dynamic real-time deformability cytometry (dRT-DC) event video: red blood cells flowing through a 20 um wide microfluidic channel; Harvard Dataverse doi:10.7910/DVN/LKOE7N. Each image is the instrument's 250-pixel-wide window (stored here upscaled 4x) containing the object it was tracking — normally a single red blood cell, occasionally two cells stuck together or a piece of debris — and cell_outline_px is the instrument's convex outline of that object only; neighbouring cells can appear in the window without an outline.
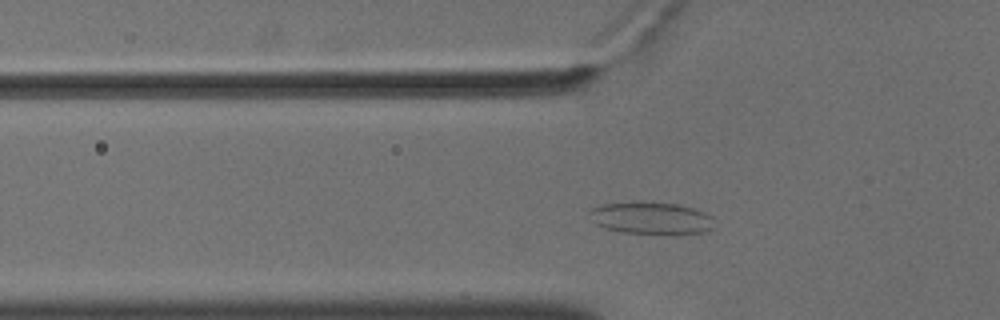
{"species": "common noctule bat (a hibernating species)", "species_latin": "Nyctalus noctula", "temperature_condition": "cold", "stored_images_in_passage": 50, "camera_frame_rate_fps": 3000, "um_per_image_px": 0.085, "animal": {"sex": "male", "body_mass_g": 18.8}, "frame": {"image": 1, "passage_image": 12, "time_ms": 3.667, "image_size_px": [1000, 320], "cell_outline_px": [[712, 228], [704, 232], [672, 236], [668, 236], [624, 232], [604, 228], [596, 224], [592, 220], [588, 212], [592, 208], [604, 204], [640, 200], [680, 204], [704, 212], [712, 216]], "centroid_in_image_um": [55.36, 18.55], "position_along_channel_um": 70.4, "area_um2": 24.28}}
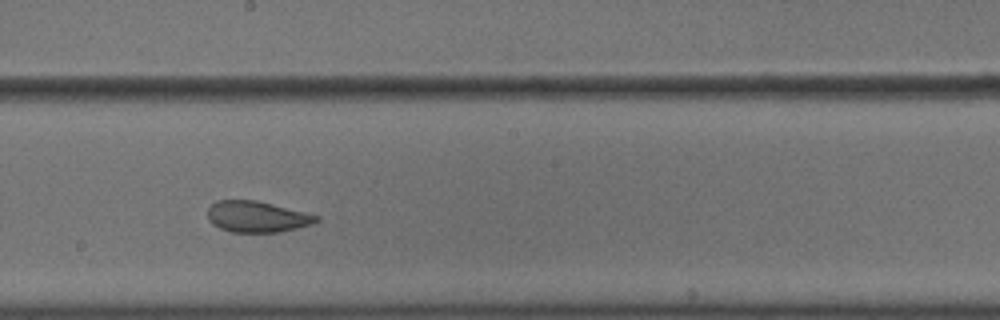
{"frame": {"image": 2, "passage_image": 25, "time_ms": 8.0, "image_size_px": [1000, 320], "cell_outline_px": [[320, 220], [312, 224], [280, 232], [232, 232], [220, 228], [212, 224], [208, 220], [208, 208], [216, 200], [256, 200], [320, 216]], "centroid_in_image_um": [21.83, 18.42], "position_along_channel_um": 226.4, "area_um2": 19.65}}
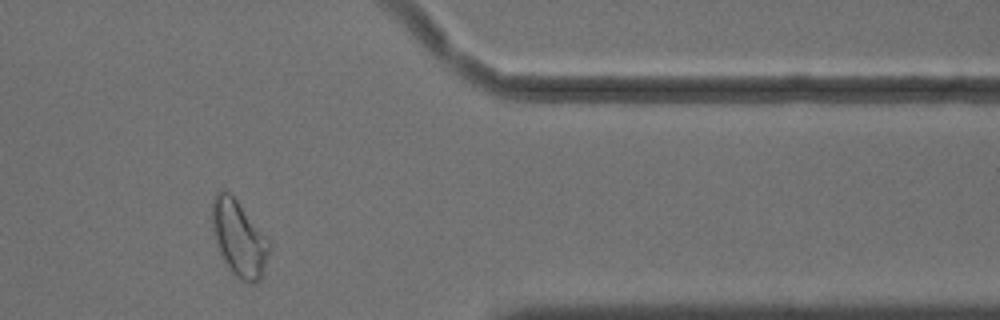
{"frame": {"image": 3, "passage_image": 40, "time_ms": 13.0, "image_size_px": [1000, 320], "cell_outline_px": [[272, 248], [260, 280], [252, 284], [244, 284], [236, 280], [228, 268], [216, 244], [212, 232], [212, 200], [216, 192], [220, 188], [228, 192], [236, 200], [272, 244]], "centroid_in_image_um": [20.31, 20.33], "position_along_channel_um": 391.1, "area_um2": 25.61}, "authors_computed_cell_mechanics": {"area_um2": 23.2645, "velocity_mm_per_s": 3.5993, "shape_relaxation_time_tau1_ms": null, "shape_relaxation_time_tau2_ms": 1.3241, "deformation_change_tau1": null, "deformation_change_tau2": 0.0737}}